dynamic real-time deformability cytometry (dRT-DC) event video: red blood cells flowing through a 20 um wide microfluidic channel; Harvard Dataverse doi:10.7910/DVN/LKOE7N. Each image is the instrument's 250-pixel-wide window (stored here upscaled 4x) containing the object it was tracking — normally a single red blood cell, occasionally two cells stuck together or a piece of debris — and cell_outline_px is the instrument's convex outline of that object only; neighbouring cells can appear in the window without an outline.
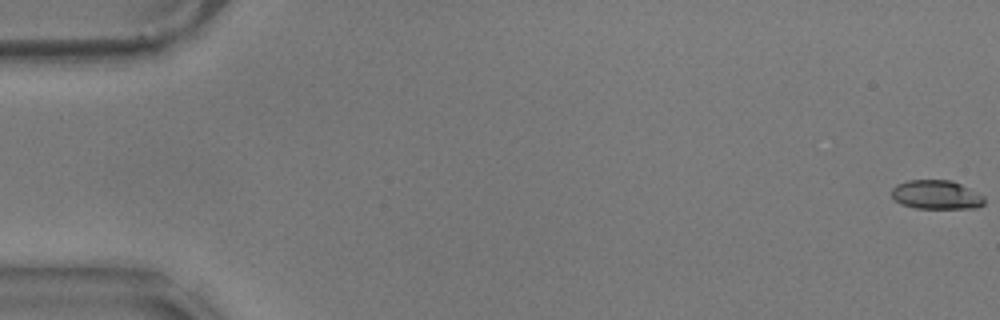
{"species": "common noctule bat (a hibernating species)", "species_latin": "Nyctalus noctula", "temperature_condition": "warm", "stored_images_in_passage": 46, "camera_frame_rate_fps": 3000, "um_per_image_px": 0.085, "animal": {"sex": "male", "body_mass_g": 17.9}, "frame": {"image": 1, "passage_image": 1, "time_ms": 0.0, "image_size_px": [1000, 320], "cell_outline_px": [[984, 204], [976, 208], [916, 208], [900, 204], [892, 196], [892, 188], [896, 184], [908, 180], [952, 180], [984, 196]], "centroid_in_image_um": [79.57, 16.55], "position_along_channel_um": 5.4, "area_um2": 15.61}}
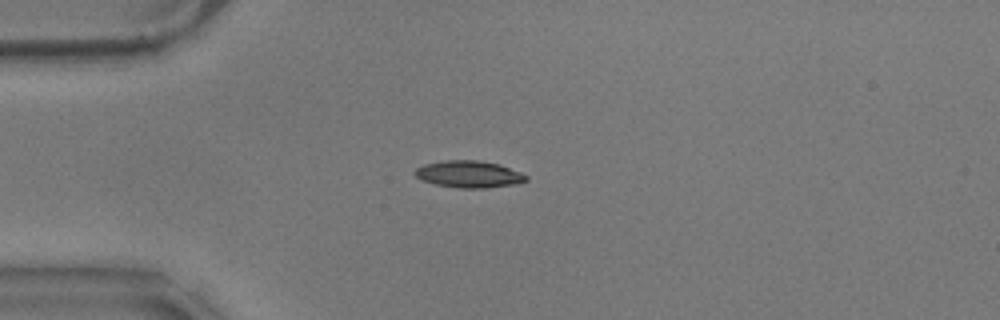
{"frame": {"image": 2, "passage_image": 16, "time_ms": 5.0, "image_size_px": [1000, 320], "cell_outline_px": [[528, 180], [512, 184], [484, 188], [460, 188], [436, 184], [420, 180], [412, 172], [416, 168], [424, 164], [444, 160], [480, 160], [500, 164], [520, 172], [528, 176]], "centroid_in_image_um": [39.83, 14.79], "position_along_channel_um": 45.2, "area_um2": 17.46}}
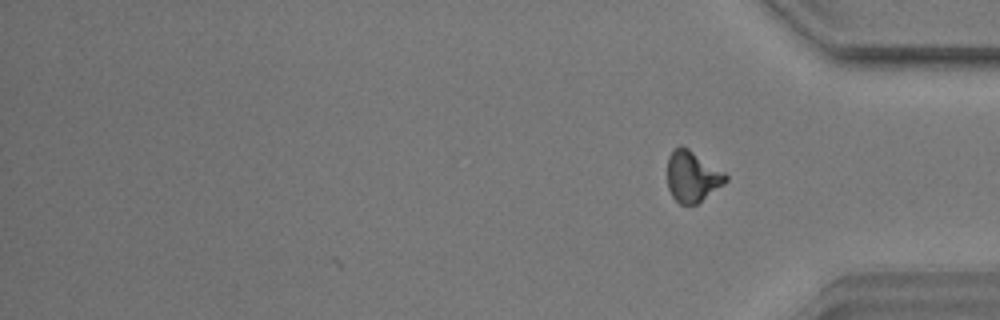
{"frame": {"image": 3, "passage_image": 46, "time_ms": 15.0, "image_size_px": [1000, 320], "cell_outline_px": [[728, 180], [724, 184], [696, 204], [680, 204], [672, 196], [668, 188], [668, 156], [680, 144], [688, 148], [724, 172], [728, 176]], "centroid_in_image_um": [58.84, 15.0], "position_along_channel_um": 376.4, "area_um2": 17.11}, "authors_computed_cell_mechanics": {"area_um2": 16.6175, "velocity_mm_per_s": 3.54, "shape_relaxation_time_tau1_ms": 3.9158, "shape_relaxation_time_tau2_ms": 3.2753, "deformation_change_tau1": 0.1527, "deformation_change_tau2": 0.1009}}